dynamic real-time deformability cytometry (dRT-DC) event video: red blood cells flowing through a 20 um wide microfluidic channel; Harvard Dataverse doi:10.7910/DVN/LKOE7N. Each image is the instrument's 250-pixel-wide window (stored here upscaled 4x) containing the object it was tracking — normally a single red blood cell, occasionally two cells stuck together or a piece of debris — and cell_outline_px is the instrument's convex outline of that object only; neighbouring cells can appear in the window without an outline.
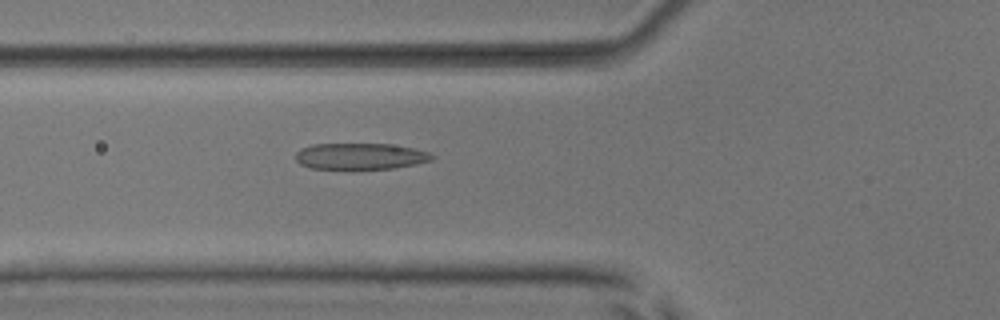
{"species": "common noctule bat (a hibernating species)", "species_latin": "Nyctalus noctula", "temperature_condition": "room temperature", "stored_images_in_passage": 42, "camera_frame_rate_fps": 3000, "um_per_image_px": 0.085, "animal": {"sex": "male", "body_mass_g": 17.9, "forearm_length_mm": 54.2}, "frame": {"image": 1, "passage_image": 9, "time_ms": 2.667, "image_size_px": [1000, 320], "cell_outline_px": [[436, 156], [432, 160], [416, 164], [392, 168], [348, 172], [308, 168], [300, 164], [296, 160], [296, 152], [300, 148], [312, 144], [388, 144], [412, 148], [428, 152]], "centroid_in_image_um": [30.55, 13.33], "position_along_channel_um": 95.2, "area_um2": 21.91}}
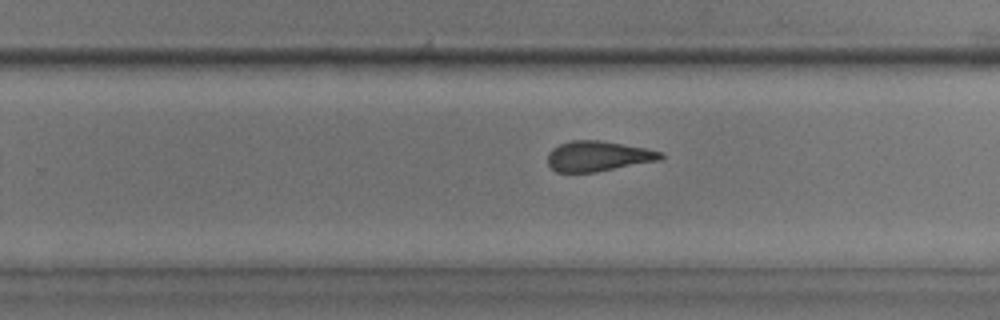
{"frame": {"image": 2, "passage_image": 23, "time_ms": 7.333, "image_size_px": [1000, 320], "cell_outline_px": [[664, 156], [660, 160], [596, 172], [556, 172], [548, 164], [548, 152], [552, 148], [560, 144], [572, 140], [600, 140], [648, 148], [664, 152]], "centroid_in_image_um": [50.86, 13.27], "position_along_channel_um": 278.9, "area_um2": 20.06}}
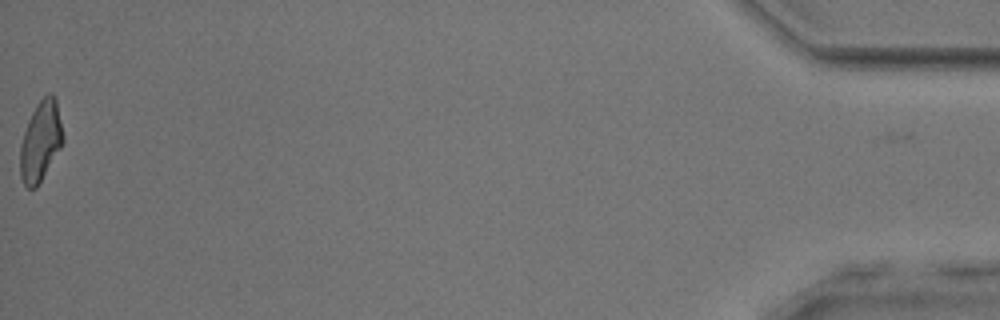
{"frame": {"image": 3, "passage_image": 42, "time_ms": 13.667, "image_size_px": [1000, 320], "cell_outline_px": [[64, 144], [36, 188], [28, 188], [24, 184], [20, 176], [20, 144], [28, 120], [36, 104], [48, 92], [52, 92], [56, 100], [64, 136]], "centroid_in_image_um": [3.47, 12.0], "position_along_channel_um": 431.7, "area_um2": 20.17}, "authors_computed_cell_mechanics": {"area_um2": 20.8658, "velocity_mm_per_s": 3.9494, "shape_relaxation_time_tau1_ms": 5.2739, "shape_relaxation_time_tau2_ms": 2.3022, "deformation_change_tau1": 0.1781, "deformation_change_tau2": 0.1264}}